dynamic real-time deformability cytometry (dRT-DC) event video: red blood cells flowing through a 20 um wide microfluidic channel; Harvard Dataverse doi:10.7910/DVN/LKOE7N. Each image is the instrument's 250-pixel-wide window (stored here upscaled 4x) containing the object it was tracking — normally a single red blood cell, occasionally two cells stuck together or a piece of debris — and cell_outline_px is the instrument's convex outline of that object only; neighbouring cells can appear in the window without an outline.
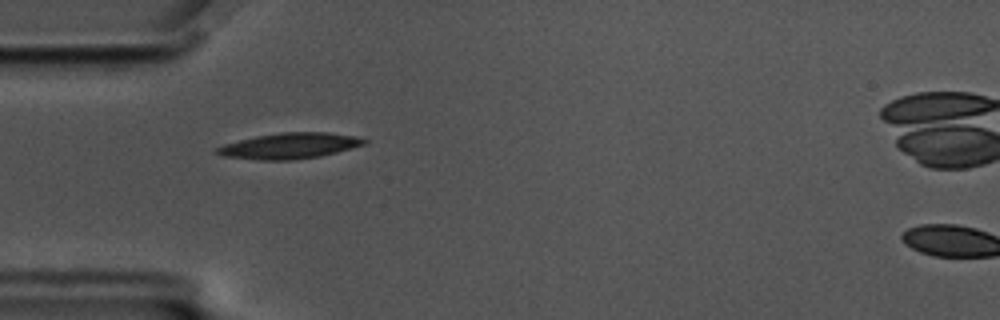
{"species": "common noctule bat (a hibernating species)", "species_latin": "Nyctalus noctula", "temperature_condition": "cold", "stored_images_in_passage": 44, "camera_frame_rate_fps": 3000, "um_per_image_px": 0.085, "animal": {"sex": "male", "body_mass_g": 17.5, "forearm_length_mm": 52.3}, "frame": {"image": 1, "passage_image": 4, "time_ms": 1.0, "image_size_px": [1000, 320], "cell_outline_px": [[368, 144], [320, 156], [292, 160], [260, 160], [224, 156], [212, 152], [212, 148], [224, 144], [256, 136], [280, 132], [328, 132], [360, 136], [368, 140]], "centroid_in_image_um": [24.63, 12.39], "position_along_channel_um": 60.4, "area_um2": 22.43}}
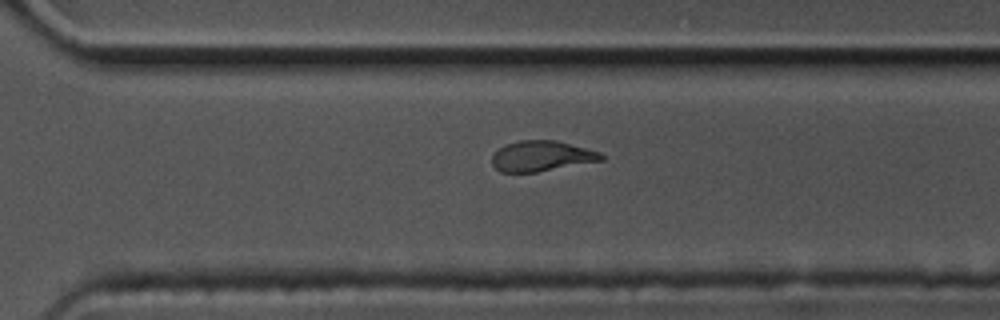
{"frame": {"image": 2, "passage_image": 27, "time_ms": 8.667, "image_size_px": [1000, 320], "cell_outline_px": [[604, 160], [536, 172], [500, 172], [492, 164], [492, 152], [508, 144], [520, 140], [556, 140], [600, 152], [604, 156]], "centroid_in_image_um": [46.02, 13.27], "position_along_channel_um": 324.6, "area_um2": 19.31}}
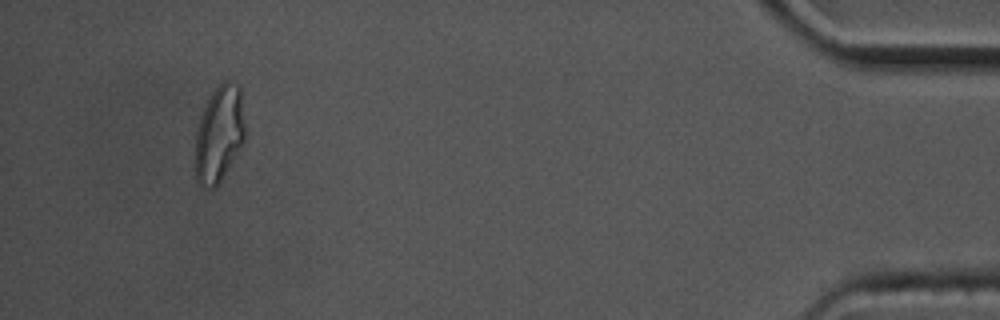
{"frame": {"image": 3, "passage_image": 41, "time_ms": 13.333, "image_size_px": [1000, 320], "cell_outline_px": [[244, 144], [216, 188], [212, 188], [200, 184], [196, 180], [196, 132], [200, 116], [212, 92], [224, 80], [228, 80], [240, 84], [244, 124]], "centroid_in_image_um": [18.65, 11.37], "position_along_channel_um": 416.5, "area_um2": 27.92}, "authors_computed_cell_mechanics": {"area_um2": 20.9525, "velocity_mm_per_s": 3.4792, "shape_relaxation_time_tau1_ms": null, "shape_relaxation_time_tau2_ms": 3.6314, "deformation_change_tau1": null, "deformation_change_tau2": 0.1196}}